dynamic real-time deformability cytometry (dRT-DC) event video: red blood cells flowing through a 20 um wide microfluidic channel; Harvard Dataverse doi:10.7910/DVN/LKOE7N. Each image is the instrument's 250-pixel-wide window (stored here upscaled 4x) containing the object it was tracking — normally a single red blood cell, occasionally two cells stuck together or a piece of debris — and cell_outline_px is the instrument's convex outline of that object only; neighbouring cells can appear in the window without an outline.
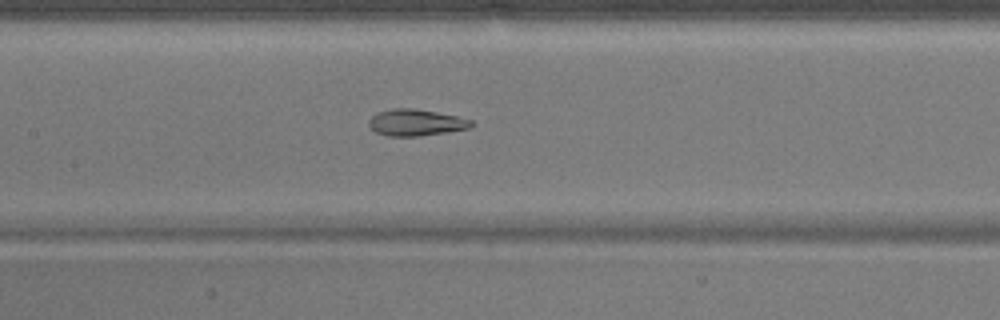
{"species": "common noctule bat (a hibernating species)", "species_latin": "Nyctalus noctula", "temperature_condition": "warm", "stored_images_in_passage": 52, "camera_frame_rate_fps": 3000, "um_per_image_px": 0.085, "animal": {"sex": "male", "body_mass_g": 17.9}, "frame": {"image": 1, "passage_image": 24, "time_ms": 7.667, "image_size_px": [1000, 320], "cell_outline_px": [[472, 124], [468, 128], [420, 136], [388, 136], [376, 132], [368, 124], [368, 120], [372, 116], [380, 112], [392, 108], [412, 108], [436, 112], [456, 116], [472, 120]], "centroid_in_image_um": [35.31, 10.41], "position_along_channel_um": 172.1, "area_um2": 15.55}}
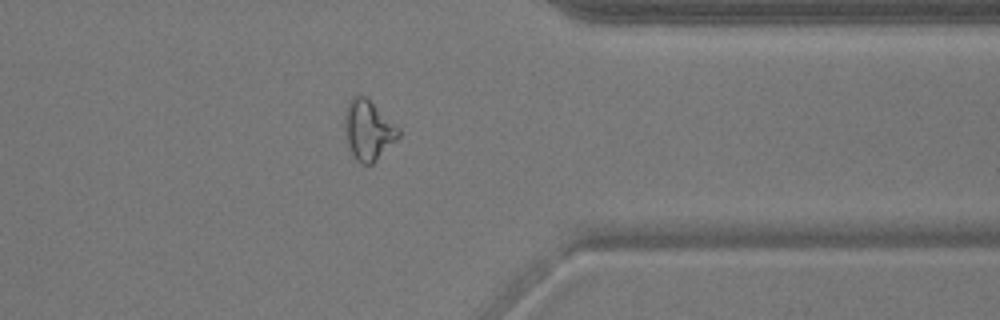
{"frame": {"image": 2, "passage_image": 41, "time_ms": 13.333, "image_size_px": [1000, 320], "cell_outline_px": [[400, 136], [372, 164], [360, 164], [356, 160], [348, 144], [344, 124], [344, 112], [348, 100], [352, 96], [364, 96], [400, 128]], "centroid_in_image_um": [31.29, 11.05], "position_along_channel_um": 380.1, "area_um2": 18.55}}
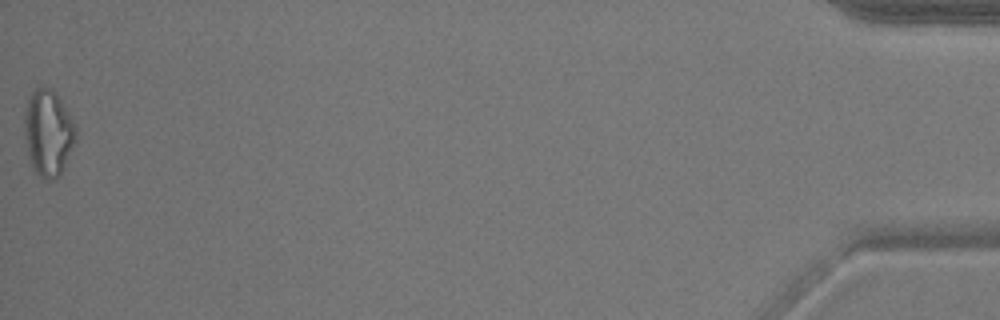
{"frame": {"image": 3, "passage_image": 52, "time_ms": 17.0, "image_size_px": [1000, 320], "cell_outline_px": [[76, 140], [64, 168], [60, 176], [48, 180], [44, 180], [36, 172], [28, 160], [24, 136], [24, 112], [28, 100], [32, 92], [36, 88], [52, 88], [56, 92], [76, 124]], "centroid_in_image_um": [4.1, 11.31], "position_along_channel_um": 431.1, "area_um2": 26.18}, "authors_computed_cell_mechanics": {"area_um2": 18.8428, "velocity_mm_per_s": 3.8363, "shape_relaxation_time_tau1_ms": 7.0287, "shape_relaxation_time_tau2_ms": 2.0038, "deformation_change_tau1": 0.1887, "deformation_change_tau2": 0.0672}}